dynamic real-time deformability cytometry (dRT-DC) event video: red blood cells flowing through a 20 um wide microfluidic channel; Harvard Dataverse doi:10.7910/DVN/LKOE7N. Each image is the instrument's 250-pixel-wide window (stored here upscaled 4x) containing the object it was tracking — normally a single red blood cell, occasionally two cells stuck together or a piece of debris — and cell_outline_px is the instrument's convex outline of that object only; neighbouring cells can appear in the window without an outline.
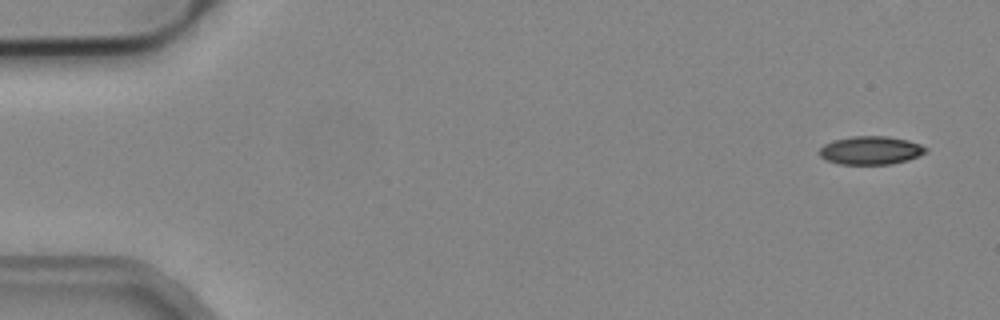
{"species": "common noctule bat (a hibernating species)", "species_latin": "Nyctalus noctula", "temperature_condition": "cold", "stored_images_in_passage": 6, "camera_frame_rate_fps": 3000, "um_per_image_px": 0.085, "animal": {"sex": "male", "body_mass_g": 19.2, "forearm_length_mm": 51.8}, "frame": {"image": 1, "passage_image": 1, "time_ms": 0.0, "image_size_px": [1000, 320], "cell_outline_px": [[928, 152], [920, 156], [908, 160], [892, 164], [840, 164], [824, 160], [816, 152], [824, 144], [832, 140], [852, 136], [888, 136], [908, 140], [920, 144], [928, 148]], "centroid_in_image_um": [74.0, 12.78], "position_along_channel_um": 11.0, "area_um2": 17.92}}
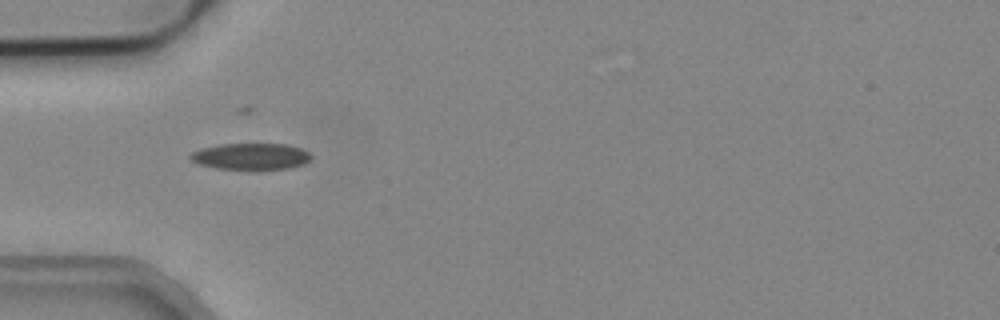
{"frame": {"image": 2, "passage_image": 5, "time_ms": 1.333, "image_size_px": [1000, 320], "cell_outline_px": [[312, 156], [304, 164], [288, 168], [260, 172], [252, 172], [216, 168], [200, 164], [192, 160], [188, 156], [192, 152], [200, 148], [220, 144], [288, 144], [300, 148], [308, 152]], "centroid_in_image_um": [21.32, 13.34], "position_along_channel_um": 63.7, "area_um2": 19.36}}